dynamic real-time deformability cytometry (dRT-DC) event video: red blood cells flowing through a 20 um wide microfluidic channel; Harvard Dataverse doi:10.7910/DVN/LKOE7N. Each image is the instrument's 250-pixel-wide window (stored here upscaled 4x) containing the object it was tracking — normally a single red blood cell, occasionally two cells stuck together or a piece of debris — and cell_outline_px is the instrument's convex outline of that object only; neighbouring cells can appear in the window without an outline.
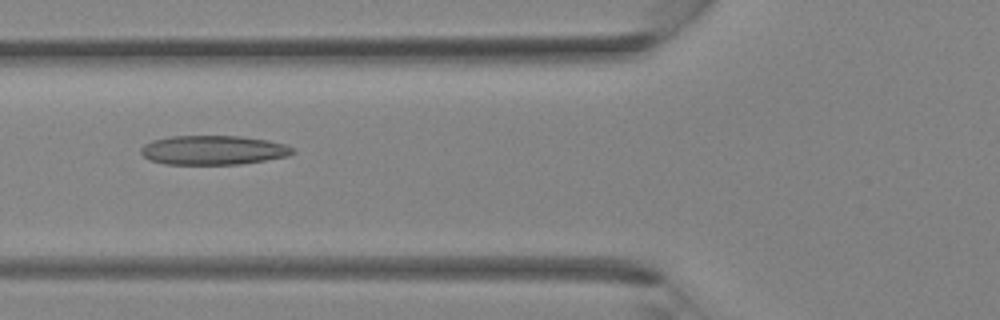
{"species": "Egyptian fruit bat (a non-hibernating species)", "species_latin": "Rousettus aegyptiacus", "temperature_condition": "room temperature", "stored_images_in_passage": 36, "camera_frame_rate_fps": 3000, "um_per_image_px": 0.085, "animal": {"sex": "female"}, "frame": {"image": 1, "passage_image": 14, "time_ms": 4.333, "image_size_px": [1000, 320], "cell_outline_px": [[296, 152], [288, 156], [240, 164], [164, 164], [148, 160], [140, 152], [140, 148], [144, 144], [152, 140], [172, 136], [240, 136], [268, 140], [284, 144], [296, 148]], "centroid_in_image_um": [18.12, 12.76], "position_along_channel_um": 107.7, "area_um2": 26.01}}
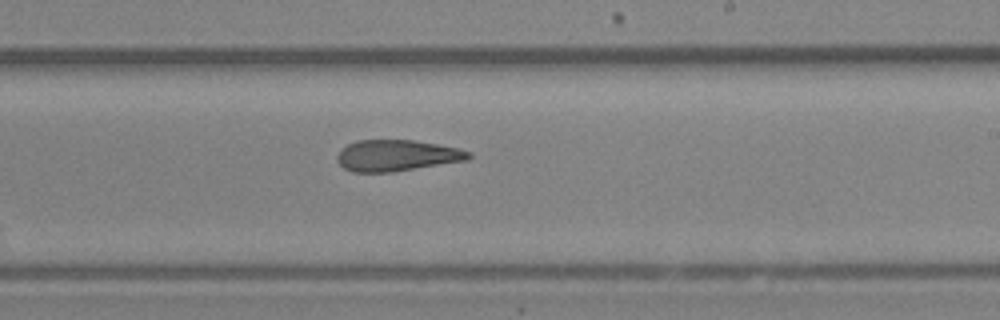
{"frame": {"image": 2, "passage_image": 22, "time_ms": 7.0, "image_size_px": [1000, 320], "cell_outline_px": [[472, 156], [468, 160], [392, 172], [352, 172], [344, 168], [336, 160], [336, 156], [340, 148], [356, 140], [412, 140], [460, 148], [472, 152]], "centroid_in_image_um": [33.72, 13.22], "position_along_channel_um": 255.3, "area_um2": 24.1}}
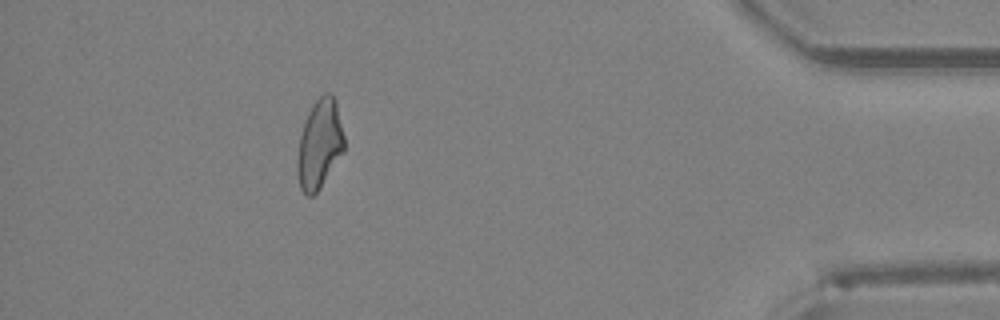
{"frame": {"image": 3, "passage_image": 33, "time_ms": 10.667, "image_size_px": [1000, 320], "cell_outline_px": [[344, 152], [320, 188], [312, 196], [308, 196], [300, 188], [296, 172], [296, 160], [300, 136], [308, 112], [312, 104], [324, 92], [332, 92], [336, 100], [344, 136]], "centroid_in_image_um": [27.16, 12.24], "position_along_channel_um": 408.0, "area_um2": 24.57}}